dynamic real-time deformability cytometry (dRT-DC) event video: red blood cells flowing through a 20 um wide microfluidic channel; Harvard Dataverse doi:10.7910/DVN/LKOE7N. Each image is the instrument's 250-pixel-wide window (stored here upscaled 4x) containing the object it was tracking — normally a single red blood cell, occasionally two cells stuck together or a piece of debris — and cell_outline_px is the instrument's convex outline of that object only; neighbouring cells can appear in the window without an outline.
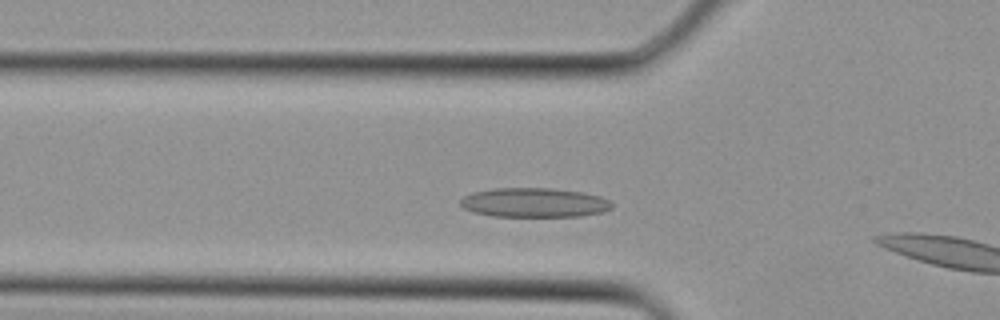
{"species": "Egyptian fruit bat (a non-hibernating species)", "species_latin": "Rousettus aegyptiacus", "temperature_condition": "cold", "stored_images_in_passage": 5, "camera_frame_rate_fps": 3000, "um_per_image_px": 0.085, "animal": {"sex": "female"}, "frame": {"image": 1, "passage_image": 4, "time_ms": 1.0, "image_size_px": [1000, 320], "cell_outline_px": [[612, 208], [604, 212], [580, 216], [492, 216], [472, 212], [464, 208], [460, 204], [460, 200], [464, 196], [472, 192], [492, 188], [552, 188], [580, 192], [600, 196], [608, 200], [612, 204]], "centroid_in_image_um": [45.38, 17.22], "position_along_channel_um": 80.4, "area_um2": 25.95}}